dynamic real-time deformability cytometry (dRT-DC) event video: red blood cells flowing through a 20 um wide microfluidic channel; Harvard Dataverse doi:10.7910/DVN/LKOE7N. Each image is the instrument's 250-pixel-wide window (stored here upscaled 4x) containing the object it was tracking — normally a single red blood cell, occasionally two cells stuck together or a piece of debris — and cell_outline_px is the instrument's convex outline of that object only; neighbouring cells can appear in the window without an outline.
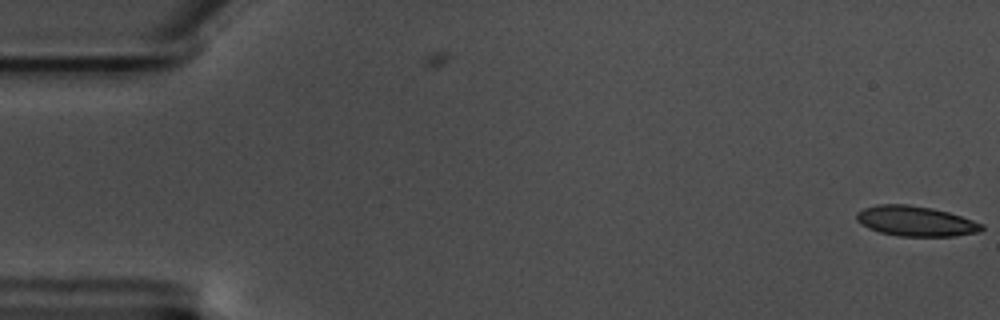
{"species": "common noctule bat (a hibernating species)", "species_latin": "Nyctalus noctula", "temperature_condition": "warm", "stored_images_in_passage": 3, "camera_frame_rate_fps": 3000, "um_per_image_px": 0.085, "animal": {"sex": "male", "body_mass_g": 17.5, "forearm_length_mm": 52.3}, "frame": {"image": 1, "passage_image": 3, "time_ms": 0.667, "image_size_px": [1000, 320], "cell_outline_px": [[984, 228], [980, 232], [956, 236], [900, 236], [880, 232], [868, 228], [856, 220], [856, 212], [864, 208], [876, 204], [908, 204], [932, 208], [948, 212], [984, 224]], "centroid_in_image_um": [77.83, 18.79], "position_along_channel_um": 7.2, "area_um2": 22.02}}